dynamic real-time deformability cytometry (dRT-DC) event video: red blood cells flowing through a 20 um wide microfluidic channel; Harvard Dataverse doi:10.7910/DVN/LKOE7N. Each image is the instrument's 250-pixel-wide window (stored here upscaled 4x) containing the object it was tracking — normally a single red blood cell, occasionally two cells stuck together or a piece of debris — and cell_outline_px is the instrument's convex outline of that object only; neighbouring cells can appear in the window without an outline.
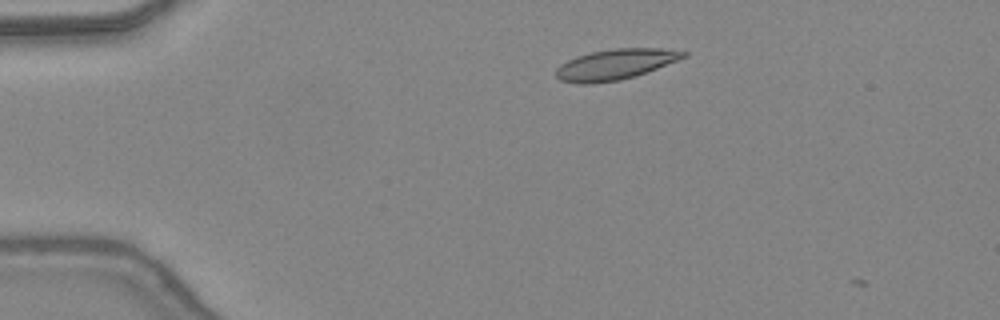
{"species": "common noctule bat (a hibernating species)", "species_latin": "Nyctalus noctula", "temperature_condition": "warm", "stored_images_in_passage": 4, "camera_frame_rate_fps": 3000, "um_per_image_px": 0.085, "animal": {"sex": "female", "body_mass_g": 24.6, "forearm_length_mm": 56.2}, "frame": {"image": 1, "passage_image": 3, "time_ms": 0.667, "image_size_px": [1000, 320], "cell_outline_px": [[688, 56], [648, 72], [636, 76], [620, 80], [592, 84], [576, 84], [560, 80], [556, 76], [556, 68], [560, 64], [576, 56], [592, 52], [616, 48], [660, 48], [688, 52]], "centroid_in_image_um": [52.3, 5.48], "position_along_channel_um": 32.7, "area_um2": 22.83}}